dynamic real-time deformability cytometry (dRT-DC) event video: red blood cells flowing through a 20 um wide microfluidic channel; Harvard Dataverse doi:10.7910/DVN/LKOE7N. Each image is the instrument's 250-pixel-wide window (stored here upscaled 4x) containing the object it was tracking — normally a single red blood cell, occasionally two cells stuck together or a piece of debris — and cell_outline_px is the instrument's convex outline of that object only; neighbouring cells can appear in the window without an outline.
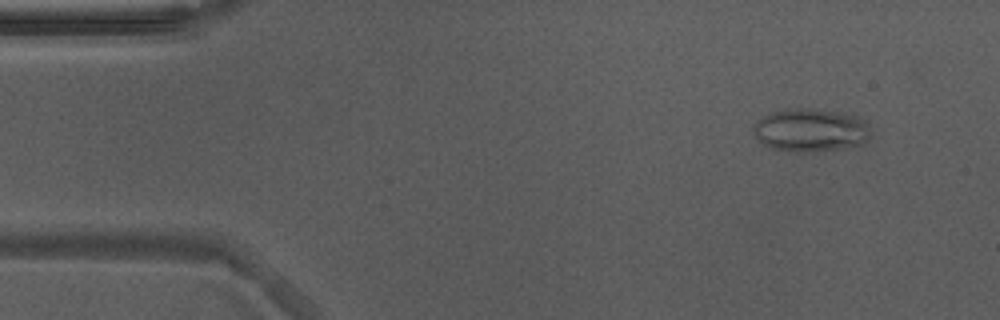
{"species": "Egyptian fruit bat (a non-hibernating species)", "species_latin": "Rousettus aegyptiacus", "temperature_condition": "warm", "stored_images_in_passage": 50, "camera_frame_rate_fps": 3000, "um_per_image_px": 0.085, "animal": {"sex": "male"}, "frame": {"image": 1, "passage_image": 3, "time_ms": 0.667, "image_size_px": [1000, 320], "cell_outline_px": [[872, 132], [864, 144], [840, 148], [804, 152], [772, 148], [756, 140], [752, 132], [752, 128], [756, 120], [764, 116], [788, 108], [808, 108], [856, 116], [864, 120], [872, 128]], "centroid_in_image_um": [68.89, 11.06], "position_along_channel_um": 16.1, "area_um2": 29.3}}
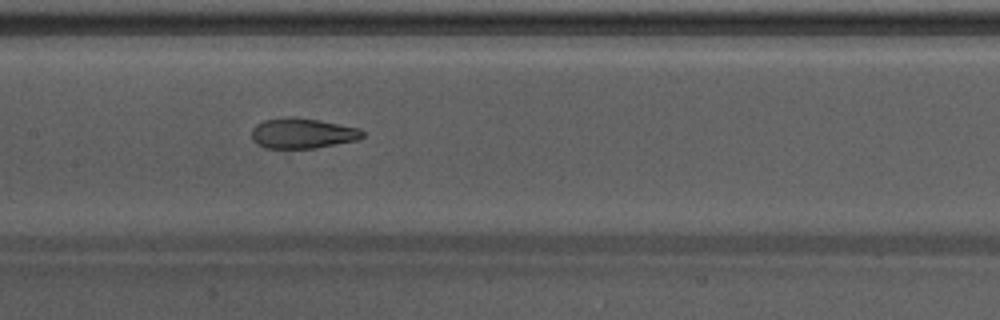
{"frame": {"image": 2, "passage_image": 23, "time_ms": 7.333, "image_size_px": [1000, 320], "cell_outline_px": [[364, 136], [356, 140], [288, 160], [256, 144], [252, 140], [252, 128], [256, 124], [264, 120], [284, 116], [296, 116], [320, 120], [360, 128], [364, 132]], "centroid_in_image_um": [25.63, 11.53], "position_along_channel_um": 181.8, "area_um2": 23.06}}
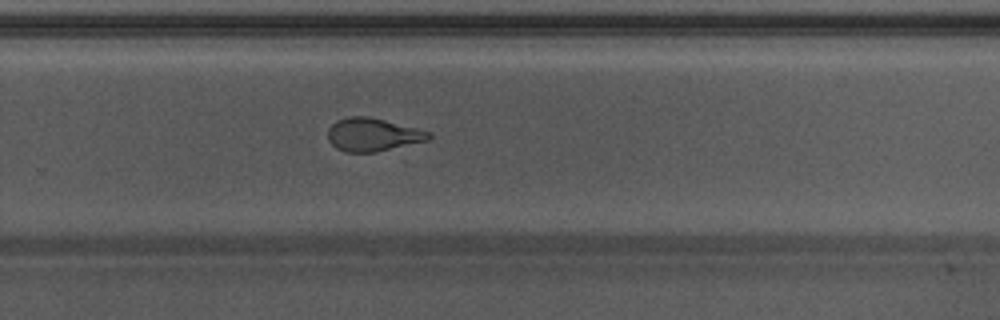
{"frame": {"image": 3, "passage_image": 32, "time_ms": 10.333, "image_size_px": [1000, 320], "cell_outline_px": [[432, 136], [428, 140], [376, 152], [344, 152], [336, 148], [328, 140], [328, 128], [336, 120], [348, 116], [368, 116], [432, 132]], "centroid_in_image_um": [31.66, 11.44], "position_along_channel_um": 298.1, "area_um2": 19.48}}